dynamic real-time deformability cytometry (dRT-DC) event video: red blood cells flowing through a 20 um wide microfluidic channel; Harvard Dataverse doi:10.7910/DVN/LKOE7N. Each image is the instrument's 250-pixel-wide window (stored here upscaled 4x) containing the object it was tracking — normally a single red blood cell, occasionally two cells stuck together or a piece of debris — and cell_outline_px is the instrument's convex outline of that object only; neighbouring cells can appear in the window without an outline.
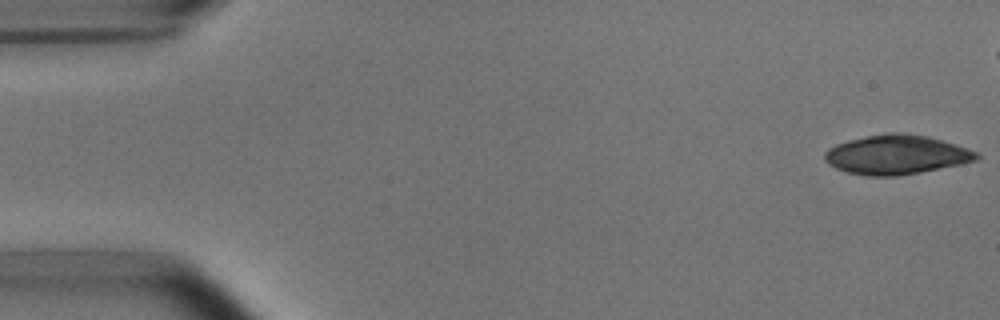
{"species": "common noctule bat (a hibernating species)", "species_latin": "Nyctalus noctula", "temperature_condition": "room temperature", "stored_images_in_passage": 6, "camera_frame_rate_fps": 3000, "um_per_image_px": 0.085, "animal": {"sex": "male", "body_mass_g": 15.6}, "frame": {"image": 1, "passage_image": 1, "time_ms": 0.0, "image_size_px": [1000, 320], "cell_outline_px": [[980, 156], [976, 160], [960, 164], [920, 172], [896, 176], [868, 176], [848, 172], [836, 168], [828, 164], [824, 160], [824, 152], [828, 148], [836, 144], [848, 140], [864, 136], [884, 132], [904, 132], [928, 136], [968, 148], [980, 152]], "centroid_in_image_um": [76.18, 13.13], "position_along_channel_um": 8.8, "area_um2": 35.03}}